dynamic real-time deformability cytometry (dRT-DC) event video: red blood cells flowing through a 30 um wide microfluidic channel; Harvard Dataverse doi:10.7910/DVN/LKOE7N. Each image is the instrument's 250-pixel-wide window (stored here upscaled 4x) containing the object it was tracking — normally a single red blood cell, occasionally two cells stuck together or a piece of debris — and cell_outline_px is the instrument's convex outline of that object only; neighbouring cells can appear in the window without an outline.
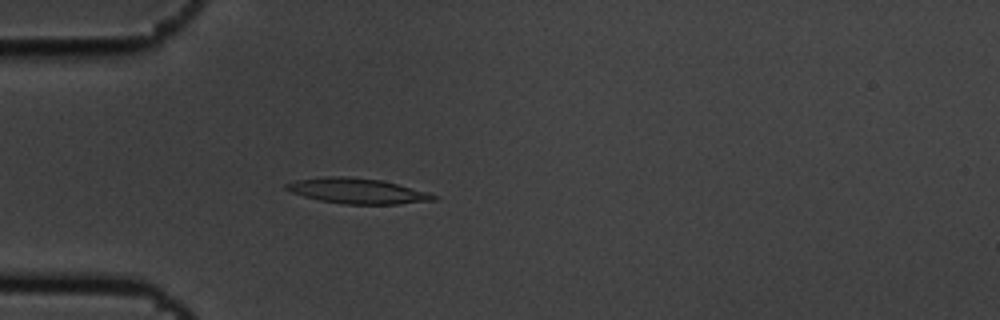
{"species": "common noctule bat (a hibernating species)", "species_latin": "Nyctalus noctula", "temperature_condition": "cold", "stored_images_in_passage": 5, "camera_frame_rate_fps": 3000, "um_per_image_px": 0.085, "animal": {"sex": "male", "body_mass_g": 19.5, "forearm_length_mm": 54.6}, "frame": {"image": 1, "passage_image": 5, "time_ms": 1.333, "image_size_px": [1000, 320], "cell_outline_px": [[440, 196], [436, 200], [400, 204], [344, 204], [320, 200], [304, 196], [292, 192], [284, 188], [284, 184], [296, 180], [324, 176], [348, 176], [380, 180], [428, 192]], "centroid_in_image_um": [30.38, 16.23], "position_along_channel_um": 54.6, "area_um2": 21.73}}